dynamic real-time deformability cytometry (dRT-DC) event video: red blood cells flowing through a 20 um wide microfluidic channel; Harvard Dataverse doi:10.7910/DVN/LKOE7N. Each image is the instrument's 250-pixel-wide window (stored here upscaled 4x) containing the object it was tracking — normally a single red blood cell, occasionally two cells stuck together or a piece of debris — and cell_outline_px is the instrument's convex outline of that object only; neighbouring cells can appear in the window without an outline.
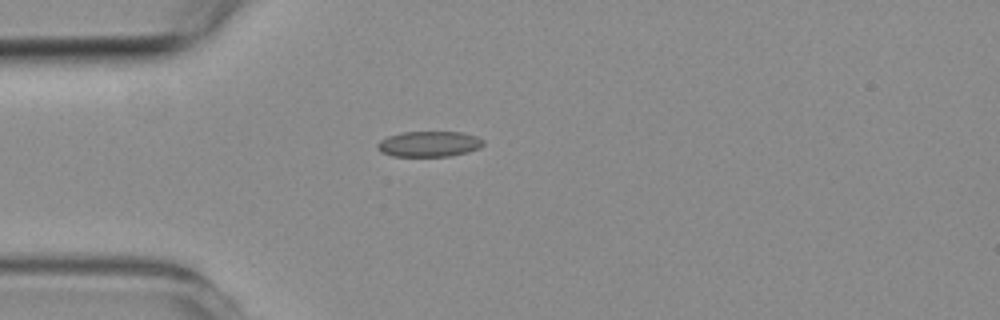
{"species": "common noctule bat (a hibernating species)", "species_latin": "Nyctalus noctula", "temperature_condition": "room temperature", "stored_images_in_passage": 2, "camera_frame_rate_fps": 3000, "um_per_image_px": 0.085, "animal": {"sex": "female", "body_mass_g": 19.3, "forearm_length_mm": 54.1}, "frame": {"image": 1, "passage_image": 2, "time_ms": 2.0, "image_size_px": [1000, 320], "cell_outline_px": [[484, 144], [480, 148], [468, 152], [452, 156], [392, 156], [380, 152], [376, 148], [376, 144], [380, 140], [388, 136], [400, 132], [464, 132], [476, 136], [484, 140]], "centroid_in_image_um": [36.47, 12.24], "position_along_channel_um": 48.5, "area_um2": 16.01}}